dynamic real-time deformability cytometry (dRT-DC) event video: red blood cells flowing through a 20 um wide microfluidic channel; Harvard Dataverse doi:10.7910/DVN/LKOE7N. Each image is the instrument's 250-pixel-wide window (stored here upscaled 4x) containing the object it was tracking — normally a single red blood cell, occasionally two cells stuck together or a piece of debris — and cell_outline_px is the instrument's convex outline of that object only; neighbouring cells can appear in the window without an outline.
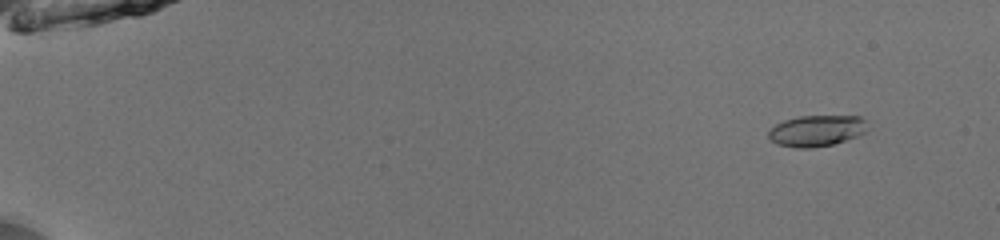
{"species": "common noctule bat (a hibernating species)", "species_latin": "Nyctalus noctula", "temperature_condition": "room temperature", "stored_images_in_passage": 54, "camera_frame_rate_fps": 3000, "um_per_image_px": 0.085, "animal": {"sex": "male", "body_mass_g": 13.0, "forearm_length_mm": 53.1}, "frame": {"image": 1, "passage_image": 6, "time_ms": 1.667, "image_size_px": [1000, 240], "cell_outline_px": [[868, 128], [864, 132], [856, 136], [832, 144], [812, 148], [796, 148], [776, 144], [768, 136], [768, 132], [776, 124], [784, 120], [800, 116], [860, 116], [864, 120]], "centroid_in_image_um": [69.39, 11.11], "position_along_channel_um": 15.6, "area_um2": 17.8}}
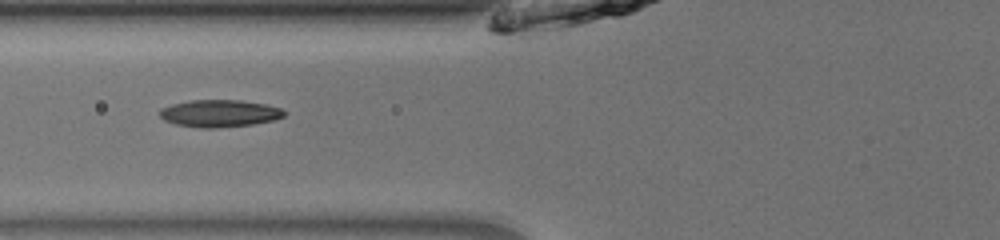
{"frame": {"image": 2, "passage_image": 24, "time_ms": 7.667, "image_size_px": [1000, 240], "cell_outline_px": [[288, 112], [284, 116], [272, 120], [252, 124], [216, 128], [200, 128], [176, 124], [164, 120], [160, 116], [160, 108], [172, 104], [188, 100], [240, 100], [264, 104], [280, 108]], "centroid_in_image_um": [18.64, 9.63], "position_along_channel_um": 107.2, "area_um2": 19.71}}
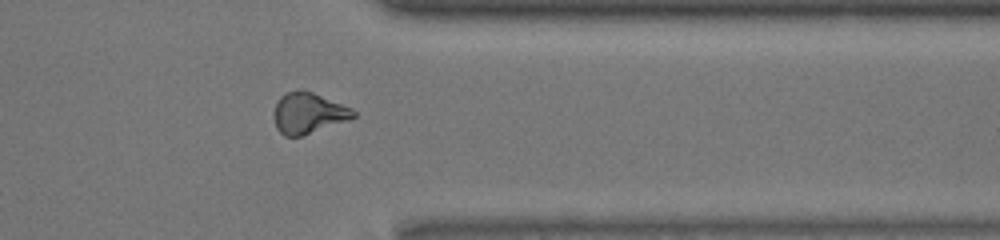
{"frame": {"image": 3, "passage_image": 45, "time_ms": 14.667, "image_size_px": [1000, 240], "cell_outline_px": [[356, 116], [304, 136], [284, 136], [276, 128], [272, 112], [280, 96], [296, 88], [300, 88], [312, 92], [352, 108], [356, 112]], "centroid_in_image_um": [26.16, 9.6], "position_along_channel_um": 385.2, "area_um2": 19.02}, "authors_computed_cell_mechanics": {"area_um2": 18.6694, "velocity_mm_per_s": 3.9948, "shape_relaxation_time_tau1_ms": null, "shape_relaxation_time_tau2_ms": 3.0144, "deformation_change_tau1": null, "deformation_change_tau2": 0.0947}}